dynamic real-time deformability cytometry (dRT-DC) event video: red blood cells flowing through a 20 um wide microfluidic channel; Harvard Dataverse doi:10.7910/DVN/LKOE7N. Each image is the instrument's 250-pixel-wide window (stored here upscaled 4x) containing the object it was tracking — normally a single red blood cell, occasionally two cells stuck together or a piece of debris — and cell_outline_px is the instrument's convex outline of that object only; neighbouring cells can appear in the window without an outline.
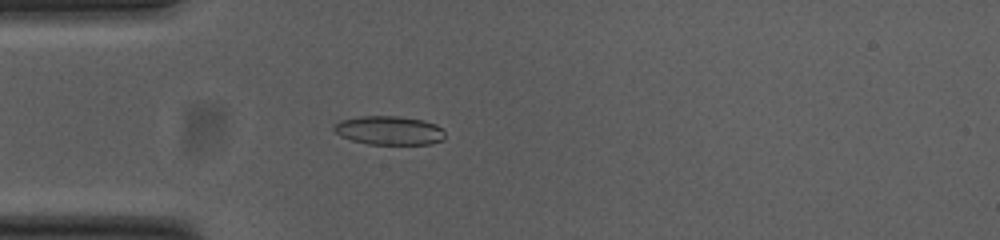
{"species": "common noctule bat (a hibernating species)", "species_latin": "Nyctalus noctula", "temperature_condition": "cold", "stored_images_in_passage": 41, "camera_frame_rate_fps": 3000, "um_per_image_px": 0.085, "animal": {"sex": "female", "body_mass_g": 23.0, "forearm_length_mm": 53.4}, "frame": {"image": 1, "passage_image": 3, "time_ms": 0.667, "image_size_px": [1000, 240], "cell_outline_px": [[444, 140], [432, 144], [368, 144], [352, 140], [340, 136], [332, 128], [340, 120], [360, 116], [400, 116], [424, 120], [436, 124], [444, 132]], "centroid_in_image_um": [33.09, 11.08], "position_along_channel_um": 51.9, "area_um2": 18.73}}
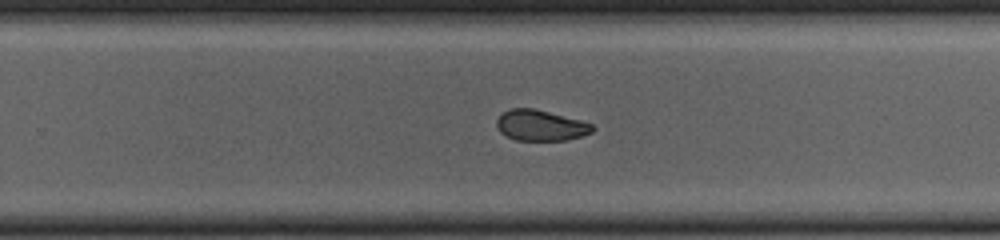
{"frame": {"image": 2, "passage_image": 22, "time_ms": 7.0, "image_size_px": [1000, 240], "cell_outline_px": [[596, 128], [592, 132], [568, 140], [516, 140], [504, 136], [496, 128], [496, 120], [500, 112], [508, 108], [536, 108], [580, 120], [592, 124]], "centroid_in_image_um": [45.89, 10.64], "position_along_channel_um": 283.9, "area_um2": 17.51}}
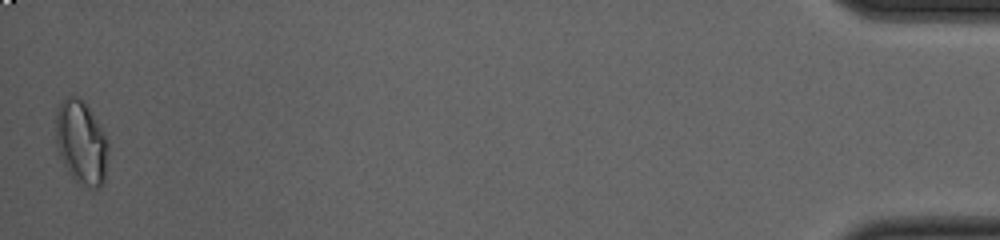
{"frame": {"image": 3, "passage_image": 41, "time_ms": 13.333, "image_size_px": [1000, 240], "cell_outline_px": [[108, 148], [104, 180], [100, 188], [92, 192], [76, 180], [68, 172], [56, 148], [56, 108], [60, 100], [64, 96], [76, 96], [88, 108], [100, 124], [104, 132], [108, 144]], "centroid_in_image_um": [6.89, 12.13], "position_along_channel_um": 428.3, "area_um2": 25.84}, "authors_computed_cell_mechanics": {"area_um2": 18.4382, "velocity_mm_per_s": 3.7976, "shape_relaxation_time_tau1_ms": null, "shape_relaxation_time_tau2_ms": 2.5336, "deformation_change_tau1": null, "deformation_change_tau2": 0.0591}}